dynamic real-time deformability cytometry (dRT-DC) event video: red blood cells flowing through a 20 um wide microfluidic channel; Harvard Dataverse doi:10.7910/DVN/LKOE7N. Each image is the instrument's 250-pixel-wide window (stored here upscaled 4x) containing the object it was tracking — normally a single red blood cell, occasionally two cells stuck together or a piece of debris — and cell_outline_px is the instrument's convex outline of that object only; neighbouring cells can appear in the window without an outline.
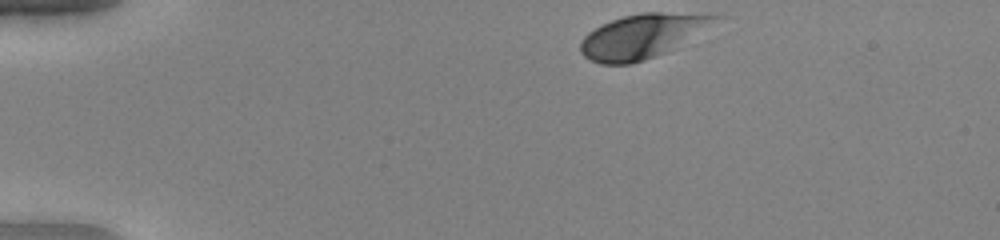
{"species": "human", "species_latin": "Homo sapiens", "temperature_condition": "warm", "stored_images_in_passage": 37, "camera_frame_rate_fps": 3000, "um_per_image_px": 0.085, "donor": {"sex": "female"}, "frame": {"image": 1, "passage_image": 1, "time_ms": 0.0, "image_size_px": [1000, 240], "cell_outline_px": [[728, 16], [668, 52], [632, 64], [600, 64], [584, 56], [580, 52], [580, 40], [588, 32], [612, 20], [624, 16], [640, 12], [708, 12]], "centroid_in_image_um": [54.72, 3.03], "position_along_channel_um": 30.3, "area_um2": 35.43}}
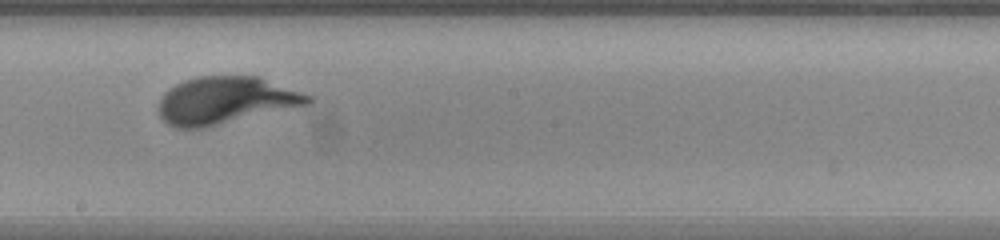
{"frame": {"image": 2, "passage_image": 22, "time_ms": 7.0, "image_size_px": [1000, 240], "cell_outline_px": [[312, 100], [308, 104], [204, 128], [176, 128], [168, 124], [160, 116], [156, 104], [160, 96], [168, 88], [184, 80], [200, 76], [260, 76], [312, 96]], "centroid_in_image_um": [19.11, 8.53], "position_along_channel_um": 229.1, "area_um2": 41.21}}
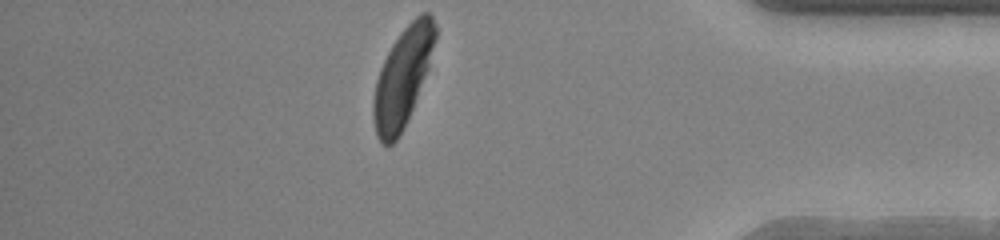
{"frame": {"image": 3, "passage_image": 37, "time_ms": 12.0, "image_size_px": [1000, 240], "cell_outline_px": [[436, 40], [428, 68], [404, 128], [400, 136], [388, 148], [380, 144], [376, 136], [372, 116], [372, 100], [376, 80], [380, 68], [392, 44], [400, 32], [420, 12], [428, 12], [432, 16], [436, 24]], "centroid_in_image_um": [34.2, 6.6], "position_along_channel_um": 401.0, "area_um2": 35.72}, "authors_computed_cell_mechanics": {"area_um2": 39.7664, "velocity_mm_per_s": 3.9862, "shape_relaxation_time_tau1_ms": 2.2196, "shape_relaxation_time_tau2_ms": null, "deformation_change_tau1": 0.1858, "deformation_change_tau2": null}}